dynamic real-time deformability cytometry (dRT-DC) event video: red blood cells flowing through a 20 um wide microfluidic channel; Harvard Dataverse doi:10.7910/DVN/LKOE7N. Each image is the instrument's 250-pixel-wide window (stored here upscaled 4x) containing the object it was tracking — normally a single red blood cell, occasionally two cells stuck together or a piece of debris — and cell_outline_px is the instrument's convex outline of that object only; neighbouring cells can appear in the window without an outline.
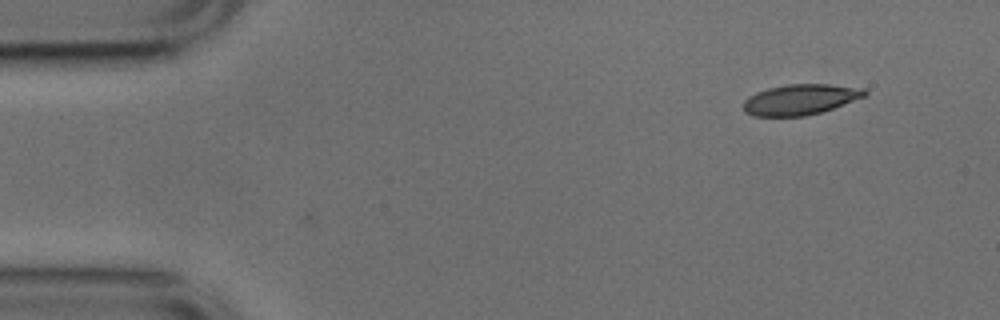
{"species": "common noctule bat (a hibernating species)", "species_latin": "Nyctalus noctula", "temperature_condition": "cold", "stored_images_in_passage": 2, "camera_frame_rate_fps": 3000, "um_per_image_px": 0.085, "animal": {"sex": "male", "body_mass_g": 17.9, "forearm_length_mm": 54.2}, "frame": {"image": 1, "passage_image": 1, "time_ms": 0.0, "image_size_px": [1000, 320], "cell_outline_px": [[868, 96], [820, 112], [804, 116], [752, 116], [744, 112], [744, 100], [748, 96], [756, 92], [768, 88], [788, 84], [828, 84], [864, 88], [868, 92]], "centroid_in_image_um": [68.03, 8.45], "position_along_channel_um": 17.0, "area_um2": 21.68}}